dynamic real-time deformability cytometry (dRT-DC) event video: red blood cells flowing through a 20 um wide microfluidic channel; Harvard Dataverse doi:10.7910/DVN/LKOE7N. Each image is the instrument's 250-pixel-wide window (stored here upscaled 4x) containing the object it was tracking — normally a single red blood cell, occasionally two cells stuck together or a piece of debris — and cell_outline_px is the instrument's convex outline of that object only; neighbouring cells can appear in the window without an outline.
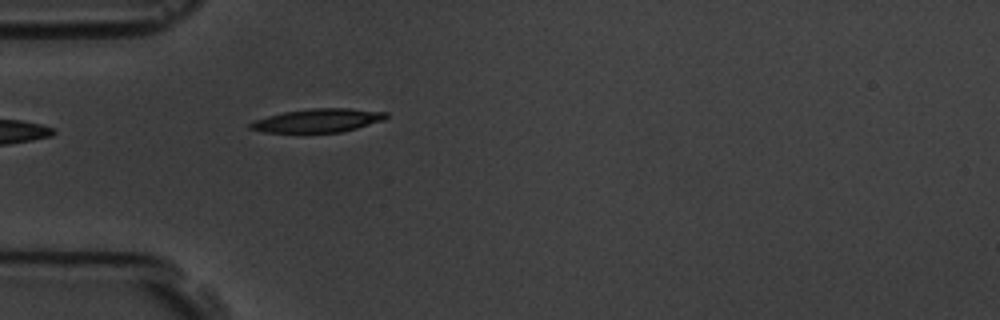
{"species": "common noctule bat (a hibernating species)", "species_latin": "Nyctalus noctula", "temperature_condition": "room temperature", "stored_images_in_passage": 4, "camera_frame_rate_fps": 3000, "um_per_image_px": 0.085, "animal": {"sex": "male", "body_mass_g": 19.5, "forearm_length_mm": 54.6}, "frame": {"image": 1, "passage_image": 4, "time_ms": 4.333, "image_size_px": [1000, 320], "cell_outline_px": [[388, 116], [384, 120], [356, 128], [340, 132], [264, 132], [248, 128], [248, 124], [256, 120], [268, 116], [284, 112], [312, 108], [348, 108], [388, 112]], "centroid_in_image_um": [27.04, 10.23], "position_along_channel_um": 58.0, "area_um2": 18.44}}